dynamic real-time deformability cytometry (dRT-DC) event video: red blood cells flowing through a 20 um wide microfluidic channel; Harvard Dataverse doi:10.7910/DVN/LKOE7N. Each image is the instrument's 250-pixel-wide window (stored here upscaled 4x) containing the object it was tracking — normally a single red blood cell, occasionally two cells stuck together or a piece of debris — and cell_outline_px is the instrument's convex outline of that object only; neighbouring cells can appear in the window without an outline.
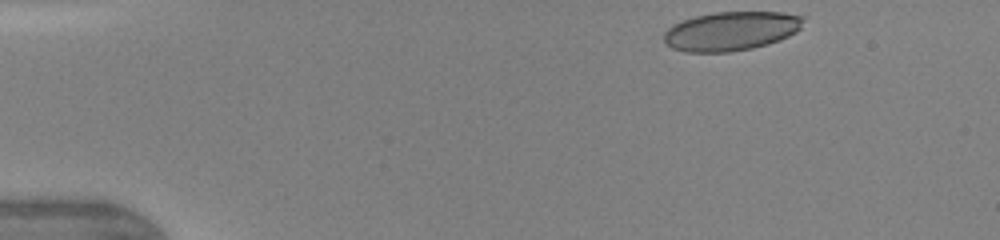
{"species": "human", "species_latin": "Homo sapiens", "temperature_condition": "warm", "stored_images_in_passage": 16, "camera_frame_rate_fps": 3000, "um_per_image_px": 0.085, "donor": {"sex": "female"}, "frame": {"image": 1, "passage_image": 1, "time_ms": 0.0, "image_size_px": [1000, 240], "cell_outline_px": [[804, 20], [800, 28], [796, 32], [780, 40], [768, 44], [752, 48], [728, 52], [684, 52], [672, 48], [664, 40], [664, 32], [672, 24], [696, 16], [716, 12], [780, 12], [804, 16]], "centroid_in_image_um": [62.14, 2.64], "position_along_channel_um": 22.9, "area_um2": 31.67}}
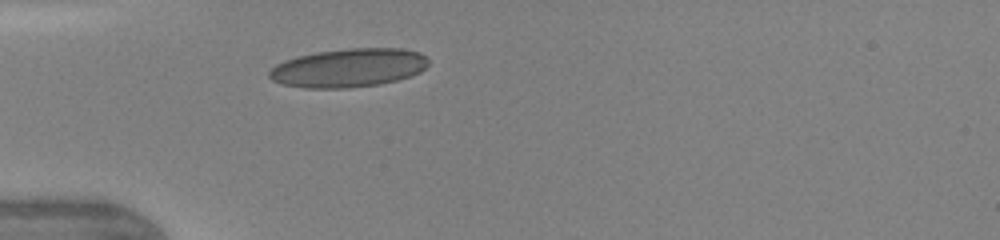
{"frame": {"image": 2, "passage_image": 14, "time_ms": 2.667, "image_size_px": [1000, 240], "cell_outline_px": [[428, 64], [420, 72], [412, 76], [380, 84], [348, 88], [304, 88], [280, 84], [272, 80], [268, 76], [268, 72], [276, 64], [284, 60], [296, 56], [316, 52], [348, 48], [400, 48], [420, 52], [428, 60]], "centroid_in_image_um": [29.6, 5.77], "position_along_channel_um": 55.4, "area_um2": 36.07}}